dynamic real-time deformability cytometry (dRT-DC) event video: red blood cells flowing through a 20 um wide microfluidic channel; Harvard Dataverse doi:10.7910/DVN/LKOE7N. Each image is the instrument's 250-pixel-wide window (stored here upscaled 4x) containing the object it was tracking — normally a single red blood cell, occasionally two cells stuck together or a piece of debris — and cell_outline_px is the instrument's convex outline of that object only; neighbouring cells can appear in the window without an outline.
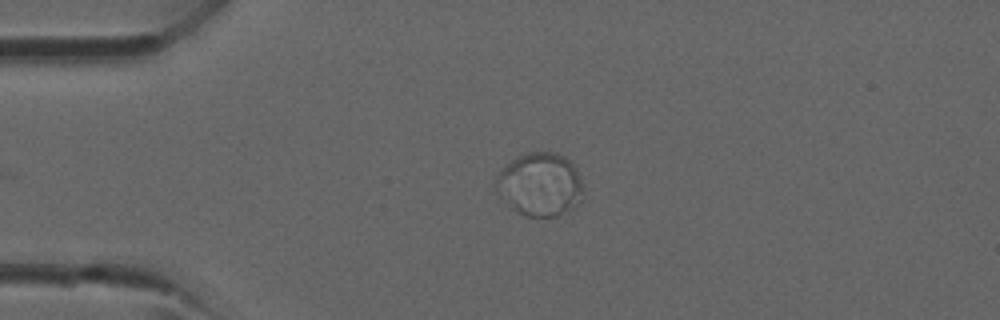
{"species": "common noctule bat (a hibernating species)", "species_latin": "Nyctalus noctula", "temperature_condition": "room temperature", "stored_images_in_passage": 31, "camera_frame_rate_fps": 3000, "um_per_image_px": 0.085, "animal": {"sex": "male", "forearm_length_mm": 52.5}, "frame": {"image": 1, "passage_image": 1, "time_ms": 0.0, "image_size_px": [1000, 320], "cell_outline_px": [[584, 192], [564, 212], [556, 216], [524, 216], [516, 212], [512, 208], [496, 188], [496, 180], [500, 168], [512, 160], [528, 152], [556, 152], [564, 156], [576, 168]], "centroid_in_image_um": [45.87, 15.64], "position_along_channel_um": 39.1, "area_um2": 31.44}}
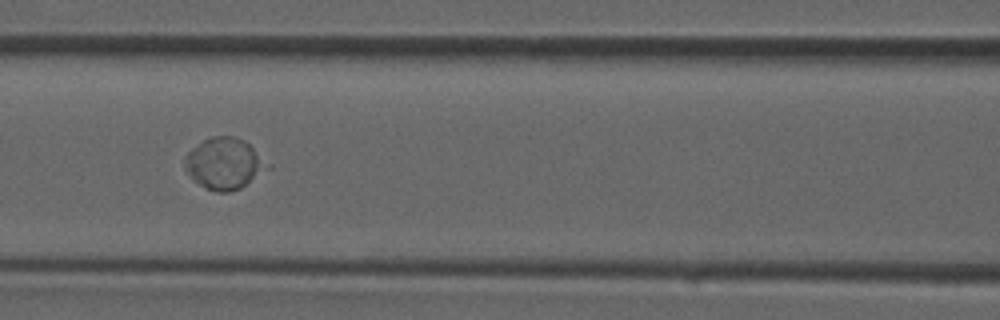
{"frame": {"image": 2, "passage_image": 9, "time_ms": 2.667, "image_size_px": [1000, 320], "cell_outline_px": [[272, 168], [240, 188], [228, 192], [216, 192], [204, 188], [188, 172], [184, 156], [192, 148], [204, 140], [212, 136], [232, 136], [244, 140], [272, 164]], "centroid_in_image_um": [19.14, 13.9], "position_along_channel_um": 147.5, "area_um2": 24.68}}
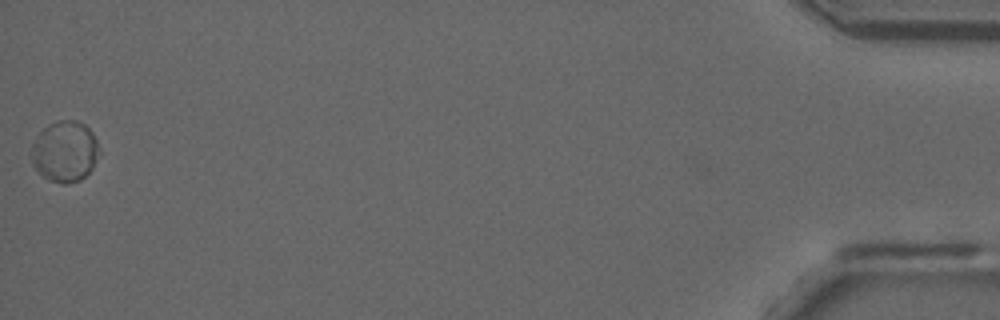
{"frame": {"image": 3, "passage_image": 31, "time_ms": 10.0, "image_size_px": [1000, 320], "cell_outline_px": [[100, 152], [92, 168], [80, 180], [68, 184], [64, 184], [52, 180], [44, 176], [32, 164], [32, 144], [40, 132], [48, 124], [56, 120], [76, 120], [84, 124], [92, 132], [96, 140]], "centroid_in_image_um": [5.52, 12.85], "position_along_channel_um": 429.7, "area_um2": 23.87}}